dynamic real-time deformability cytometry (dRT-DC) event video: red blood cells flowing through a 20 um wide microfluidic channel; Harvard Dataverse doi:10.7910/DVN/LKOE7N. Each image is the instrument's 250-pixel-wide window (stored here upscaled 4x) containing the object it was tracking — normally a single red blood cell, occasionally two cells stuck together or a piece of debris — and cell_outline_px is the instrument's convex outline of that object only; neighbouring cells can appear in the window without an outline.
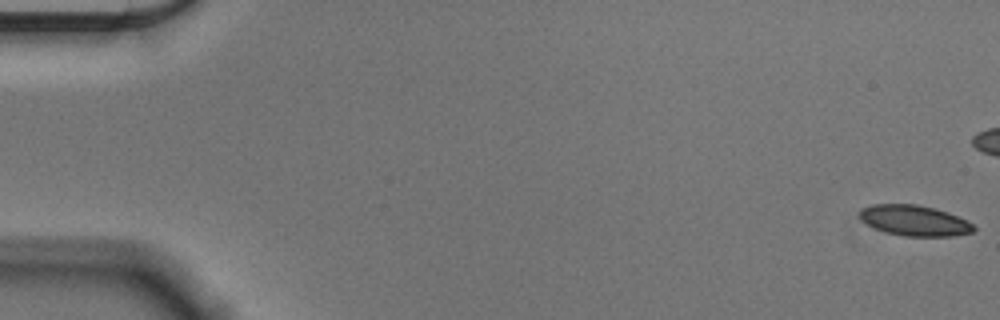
{"species": "Egyptian fruit bat (a non-hibernating species)", "species_latin": "Rousettus aegyptiacus", "temperature_condition": "cold", "stored_images_in_passage": 57, "camera_frame_rate_fps": 3000, "um_per_image_px": 0.085, "animal": {"sex": "male"}, "frame": {"image": 1, "passage_image": 1, "time_ms": 0.0, "image_size_px": [1000, 320], "cell_outline_px": [[976, 228], [972, 232], [952, 236], [904, 236], [884, 232], [872, 228], [860, 220], [860, 212], [864, 208], [872, 204], [916, 204], [948, 212], [968, 220]], "centroid_in_image_um": [77.71, 18.75], "position_along_channel_um": 7.3, "area_um2": 20.4}}
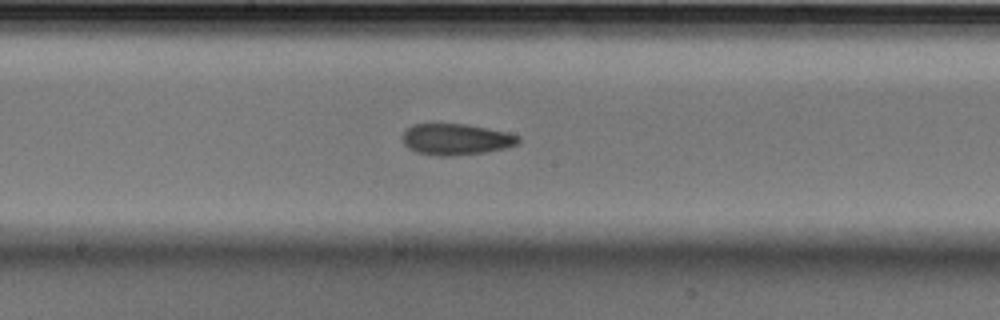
{"frame": {"image": 2, "passage_image": 30, "time_ms": 9.667, "image_size_px": [1000, 320], "cell_outline_px": [[520, 140], [516, 144], [504, 148], [484, 152], [452, 156], [440, 156], [416, 152], [408, 148], [404, 144], [404, 132], [412, 124], [464, 124], [508, 132], [520, 136]], "centroid_in_image_um": [38.76, 11.84], "position_along_channel_um": 209.4, "area_um2": 20.87}}
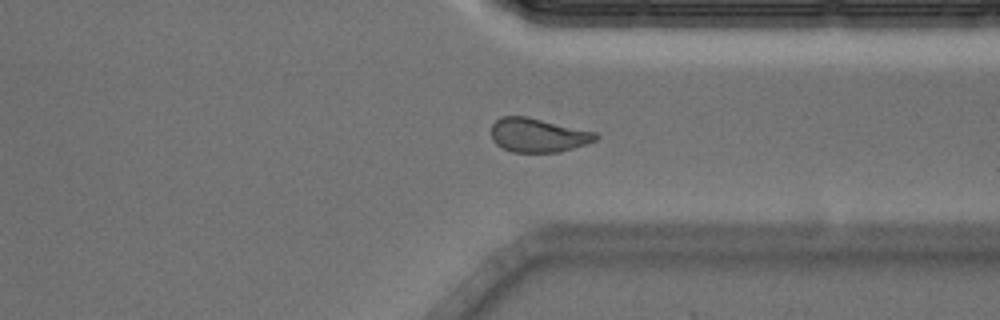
{"frame": {"image": 3, "passage_image": 43, "time_ms": 14.0, "image_size_px": [1000, 320], "cell_outline_px": [[600, 136], [596, 140], [588, 144], [560, 152], [512, 152], [496, 144], [492, 140], [492, 124], [500, 116], [524, 116], [596, 132]], "centroid_in_image_um": [45.74, 11.5], "position_along_channel_um": 365.7, "area_um2": 20.63}, "authors_computed_cell_mechanics": {"area_um2": 21.097, "velocity_mm_per_s": 3.6106, "shape_relaxation_time_tau1_ms": 8.3067, "shape_relaxation_time_tau2_ms": 3.3976, "deformation_change_tau1": 0.1451, "deformation_change_tau2": 0.0955}}